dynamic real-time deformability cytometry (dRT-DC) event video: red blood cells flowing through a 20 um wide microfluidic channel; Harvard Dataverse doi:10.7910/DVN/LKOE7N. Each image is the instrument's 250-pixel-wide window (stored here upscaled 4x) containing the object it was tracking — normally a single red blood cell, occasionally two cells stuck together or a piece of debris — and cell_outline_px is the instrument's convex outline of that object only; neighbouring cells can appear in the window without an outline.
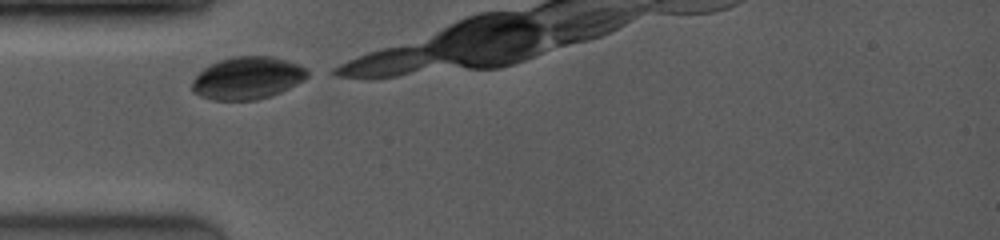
{"species": "common noctule bat (a hibernating species)", "species_latin": "Nyctalus noctula", "temperature_condition": "room temperature", "stored_images_in_passage": 9, "camera_frame_rate_fps": 4000, "um_per_image_px": 0.085, "animal": {"sex": "female", "body_mass_g": 19.0, "forearm_length_mm": 53.3}, "frame": {"image": 1, "passage_image": 1, "time_ms": 0.0, "image_size_px": [1000, 240], "cell_outline_px": [[312, 72], [304, 80], [272, 96], [256, 100], [212, 100], [200, 96], [192, 92], [192, 84], [196, 76], [204, 68], [220, 60], [236, 56], [272, 56], [296, 64]], "centroid_in_image_um": [21.04, 6.65], "position_along_channel_um": 64.0, "area_um2": 28.38}}